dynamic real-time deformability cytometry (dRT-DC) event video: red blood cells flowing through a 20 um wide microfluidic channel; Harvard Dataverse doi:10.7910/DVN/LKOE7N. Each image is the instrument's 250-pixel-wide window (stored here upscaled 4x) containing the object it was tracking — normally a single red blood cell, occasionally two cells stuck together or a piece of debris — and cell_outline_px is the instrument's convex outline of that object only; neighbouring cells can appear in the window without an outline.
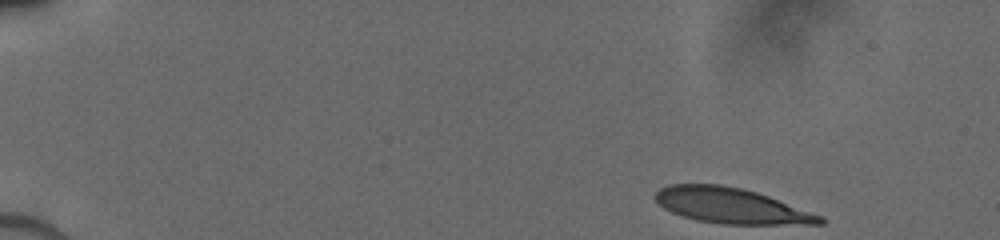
{"species": "human", "species_latin": "Homo sapiens", "temperature_condition": "cold", "stored_images_in_passage": 34, "camera_frame_rate_fps": 3000, "um_per_image_px": 0.085, "donor": {"sex": "male"}, "frame": {"image": 1, "passage_image": 1, "time_ms": 0.0, "image_size_px": [1000, 240], "cell_outline_px": [[824, 224], [720, 224], [696, 220], [672, 212], [664, 208], [652, 196], [660, 188], [672, 184], [720, 184], [740, 188], [756, 192], [768, 196], [824, 216]], "centroid_in_image_um": [62.15, 17.49], "position_along_channel_um": 22.8, "area_um2": 33.87}}
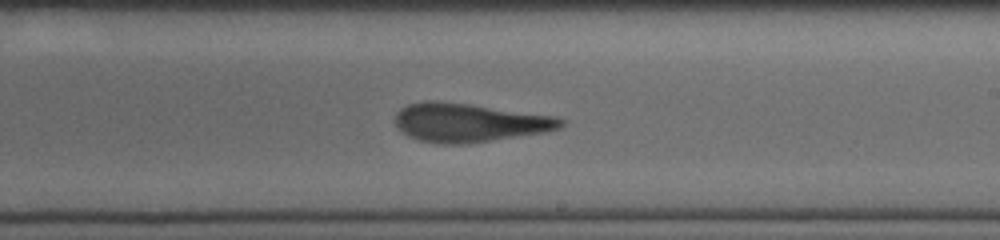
{"frame": {"image": 2, "passage_image": 20, "time_ms": 8.667, "image_size_px": [1000, 240], "cell_outline_px": [[564, 124], [560, 128], [544, 132], [464, 144], [444, 144], [420, 140], [408, 136], [400, 132], [392, 120], [396, 112], [400, 108], [408, 104], [424, 100], [436, 100], [472, 104], [552, 116], [564, 120]], "centroid_in_image_um": [39.77, 10.4], "position_along_channel_um": 249.2, "area_um2": 37.4}}
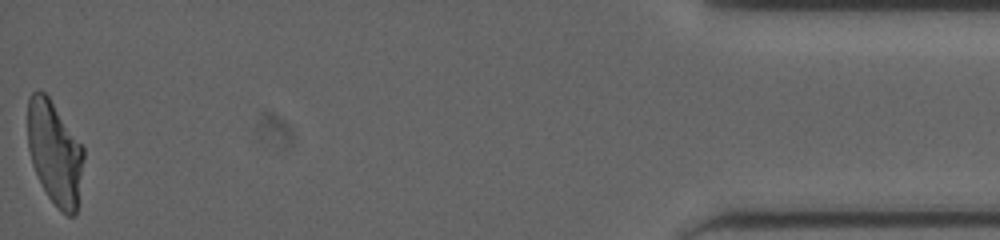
{"frame": {"image": 3, "passage_image": 34, "time_ms": 15.0, "image_size_px": [1000, 240], "cell_outline_px": [[84, 160], [76, 216], [68, 216], [60, 212], [48, 196], [32, 164], [28, 148], [28, 96], [32, 92], [44, 92], [48, 96], [84, 148]], "centroid_in_image_um": [4.66, 13.03], "position_along_channel_um": 430.5, "area_um2": 33.58}}